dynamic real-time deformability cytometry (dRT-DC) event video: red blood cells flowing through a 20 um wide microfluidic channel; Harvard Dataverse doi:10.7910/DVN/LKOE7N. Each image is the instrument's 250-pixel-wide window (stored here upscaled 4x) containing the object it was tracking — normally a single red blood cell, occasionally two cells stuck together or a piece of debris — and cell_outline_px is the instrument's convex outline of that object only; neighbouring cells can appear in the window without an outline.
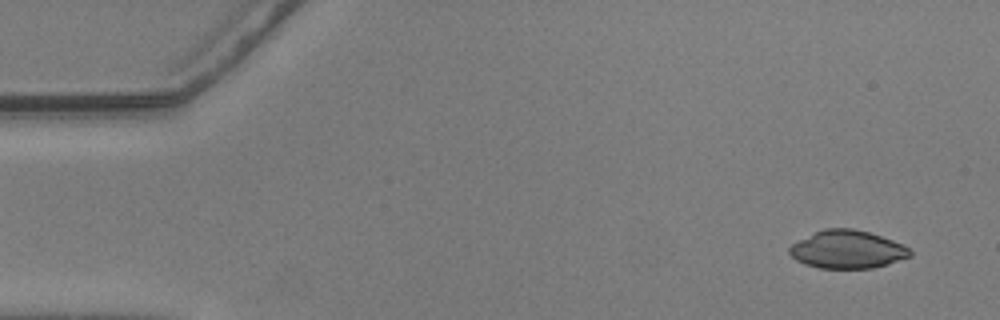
{"species": "common noctule bat (a hibernating species)", "species_latin": "Nyctalus noctula", "temperature_condition": "warm", "stored_images_in_passage": 55, "camera_frame_rate_fps": 3000, "um_per_image_px": 0.085, "animal": {"sex": "male", "body_mass_g": 20.5, "forearm_length_mm": 52.5}, "frame": {"image": 1, "passage_image": 3, "time_ms": 0.667, "image_size_px": [1000, 320], "cell_outline_px": [[912, 256], [888, 264], [872, 268], [820, 268], [804, 264], [796, 260], [788, 252], [788, 248], [792, 244], [824, 228], [852, 228], [868, 232], [904, 244], [912, 252]], "centroid_in_image_um": [72.04, 21.21], "position_along_channel_um": 13.0, "area_um2": 26.59}}
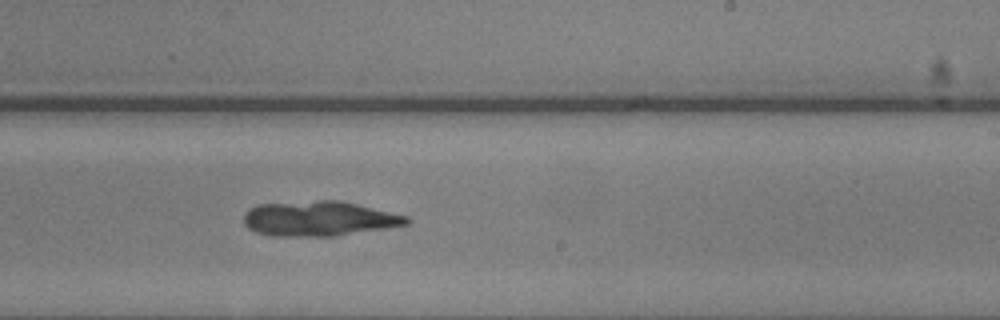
{"frame": {"image": 2, "passage_image": 33, "time_ms": 10.667, "image_size_px": [1000, 320], "cell_outline_px": [[412, 220], [408, 224], [388, 228], [336, 236], [268, 236], [256, 232], [248, 228], [244, 224], [244, 212], [248, 208], [256, 204], [320, 200], [340, 200], [408, 216]], "centroid_in_image_um": [27.1, 18.58], "position_along_channel_um": 261.9, "area_um2": 33.52}}
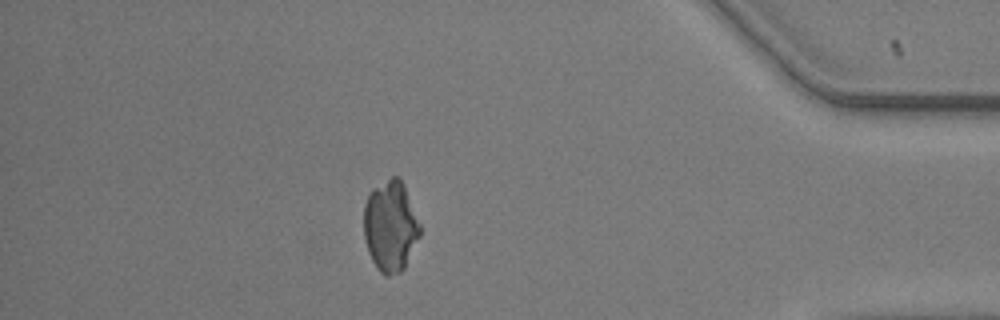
{"frame": {"image": 3, "passage_image": 48, "time_ms": 15.667, "image_size_px": [1000, 320], "cell_outline_px": [[420, 236], [404, 268], [400, 272], [388, 276], [384, 276], [376, 268], [368, 252], [364, 240], [364, 204], [372, 188], [392, 176], [400, 176], [404, 184], [420, 224]], "centroid_in_image_um": [33.18, 19.22], "position_along_channel_um": 402.0, "area_um2": 29.94}}